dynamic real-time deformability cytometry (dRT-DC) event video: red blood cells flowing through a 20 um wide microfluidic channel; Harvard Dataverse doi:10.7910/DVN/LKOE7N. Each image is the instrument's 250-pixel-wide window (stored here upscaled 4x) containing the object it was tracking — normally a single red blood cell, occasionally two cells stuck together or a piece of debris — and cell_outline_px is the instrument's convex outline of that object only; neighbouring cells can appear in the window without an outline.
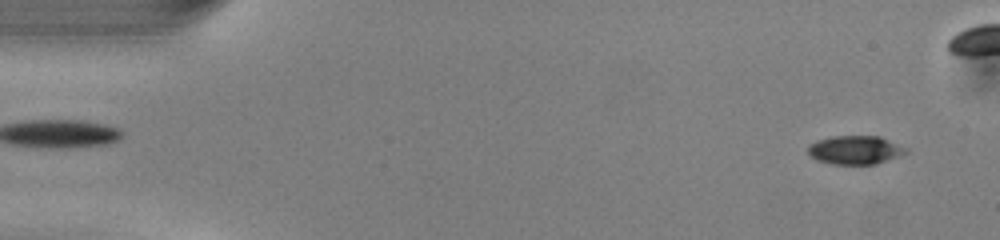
{"species": "common noctule bat (a hibernating species)", "species_latin": "Nyctalus noctula", "temperature_condition": "warm", "stored_images_in_passage": 42, "camera_frame_rate_fps": 3000, "um_per_image_px": 0.085, "animal": {"sex": "male", "body_mass_g": 13.0, "forearm_length_mm": 53.1}, "frame": {"image": 1, "passage_image": 2, "time_ms": 0.333, "image_size_px": [1000, 240], "cell_outline_px": [[908, 152], [900, 156], [876, 164], [832, 164], [816, 160], [808, 152], [808, 144], [816, 140], [832, 136], [880, 136], [908, 148]], "centroid_in_image_um": [72.7, 12.74], "position_along_channel_um": 12.3, "area_um2": 16.47}}
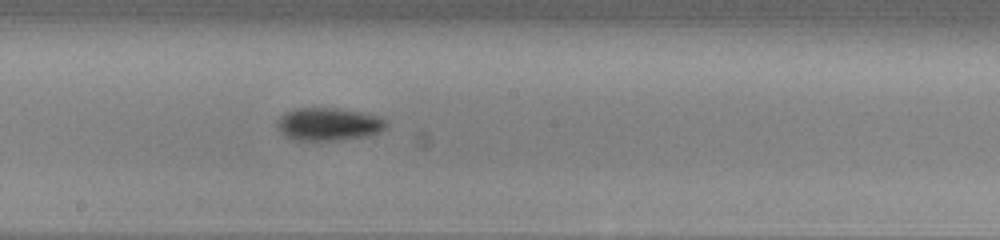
{"frame": {"image": 2, "passage_image": 26, "time_ms": 8.333, "image_size_px": [1000, 240], "cell_outline_px": [[388, 128], [380, 132], [368, 136], [336, 140], [296, 140], [284, 136], [280, 132], [276, 124], [280, 116], [284, 112], [296, 108], [336, 108], [364, 112], [388, 120]], "centroid_in_image_um": [27.95, 10.55], "position_along_channel_um": 220.2, "area_um2": 21.15}}
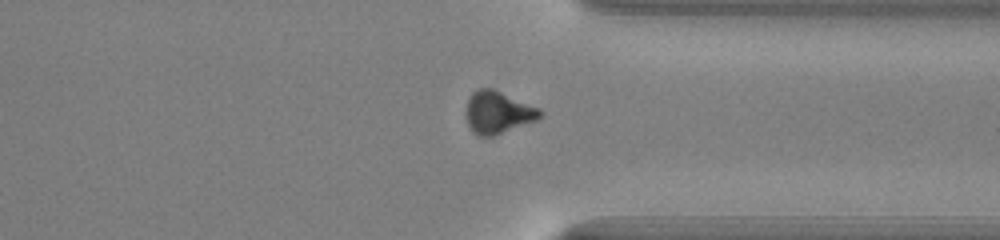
{"frame": {"image": 3, "passage_image": 37, "time_ms": 12.0, "image_size_px": [1000, 240], "cell_outline_px": [[544, 116], [536, 120], [492, 136], [480, 136], [472, 132], [468, 124], [468, 96], [472, 92], [480, 88], [492, 88], [540, 108], [544, 112]], "centroid_in_image_um": [42.36, 9.54], "position_along_channel_um": 369.0, "area_um2": 18.03}}